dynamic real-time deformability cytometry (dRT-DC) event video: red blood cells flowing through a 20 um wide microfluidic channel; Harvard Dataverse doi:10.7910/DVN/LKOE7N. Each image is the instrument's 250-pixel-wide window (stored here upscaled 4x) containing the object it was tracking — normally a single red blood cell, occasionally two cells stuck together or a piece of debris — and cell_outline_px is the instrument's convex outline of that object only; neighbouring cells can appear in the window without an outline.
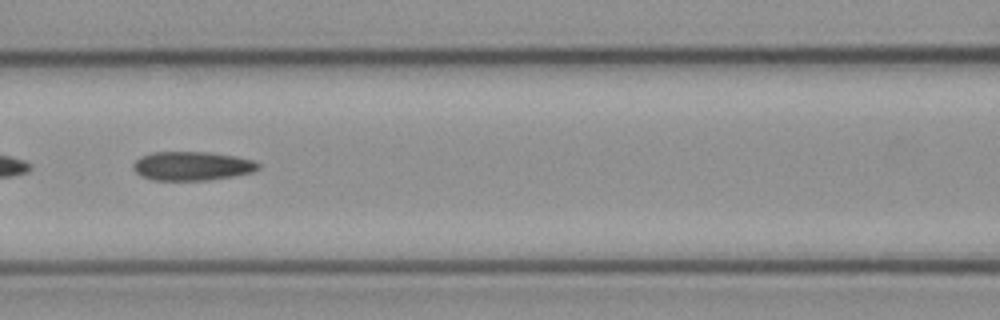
{"species": "common noctule bat (a hibernating species)", "species_latin": "Nyctalus noctula", "temperature_condition": "cold", "stored_images_in_passage": 47, "camera_frame_rate_fps": 3000, "um_per_image_px": 0.085, "animal": {"sex": "female", "body_mass_g": 21.9}, "frame": {"image": 1, "passage_image": 18, "time_ms": 5.667, "image_size_px": [1000, 320], "cell_outline_px": [[260, 168], [252, 172], [232, 176], [208, 180], [152, 180], [140, 176], [132, 168], [132, 164], [140, 156], [152, 152], [208, 152], [236, 156], [252, 160], [260, 164]], "centroid_in_image_um": [16.29, 14.11], "position_along_channel_um": 150.3, "area_um2": 21.15}}
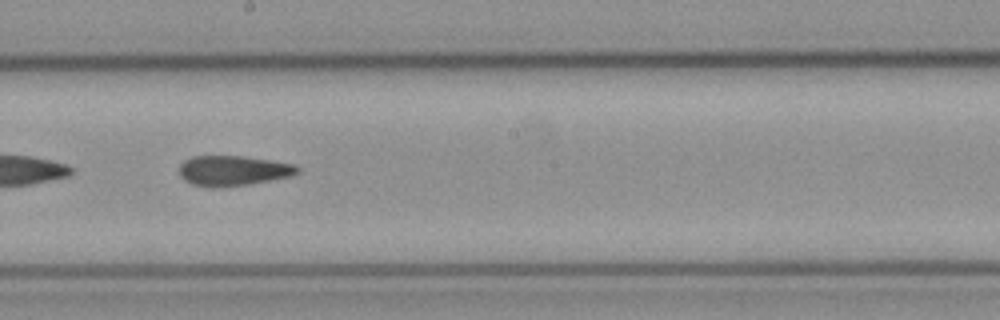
{"frame": {"image": 2, "passage_image": 24, "time_ms": 7.667, "image_size_px": [1000, 320], "cell_outline_px": [[300, 172], [292, 176], [272, 180], [248, 184], [216, 188], [212, 188], [192, 184], [184, 180], [180, 176], [180, 164], [184, 160], [192, 156], [240, 156], [296, 164], [300, 168]], "centroid_in_image_um": [19.82, 14.51], "position_along_channel_um": 228.4, "area_um2": 20.87}}
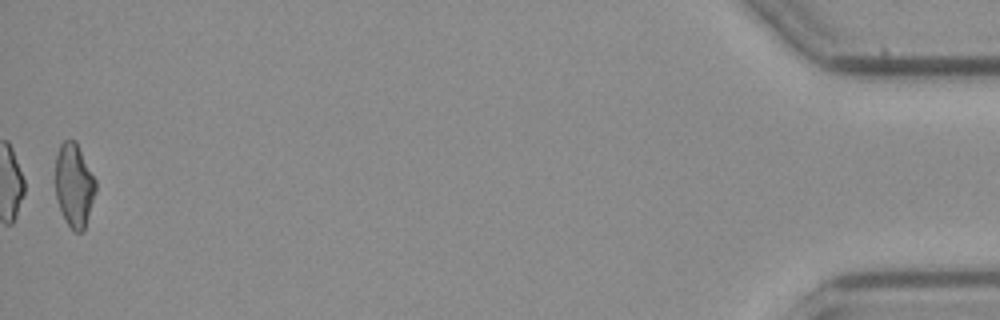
{"frame": {"image": 3, "passage_image": 47, "time_ms": 15.333, "image_size_px": [1000, 320], "cell_outline_px": [[96, 192], [84, 232], [72, 232], [60, 208], [56, 196], [56, 156], [60, 144], [64, 140], [76, 140], [96, 180]], "centroid_in_image_um": [6.32, 15.75], "position_along_channel_um": 428.9, "area_um2": 19.71}, "authors_computed_cell_mechanics": {"area_um2": 20.9814, "velocity_mm_per_s": 3.9076, "shape_relaxation_time_tau1_ms": null, "shape_relaxation_time_tau2_ms": 3.4417, "deformation_change_tau1": null, "deformation_change_tau2": 0.1188}}